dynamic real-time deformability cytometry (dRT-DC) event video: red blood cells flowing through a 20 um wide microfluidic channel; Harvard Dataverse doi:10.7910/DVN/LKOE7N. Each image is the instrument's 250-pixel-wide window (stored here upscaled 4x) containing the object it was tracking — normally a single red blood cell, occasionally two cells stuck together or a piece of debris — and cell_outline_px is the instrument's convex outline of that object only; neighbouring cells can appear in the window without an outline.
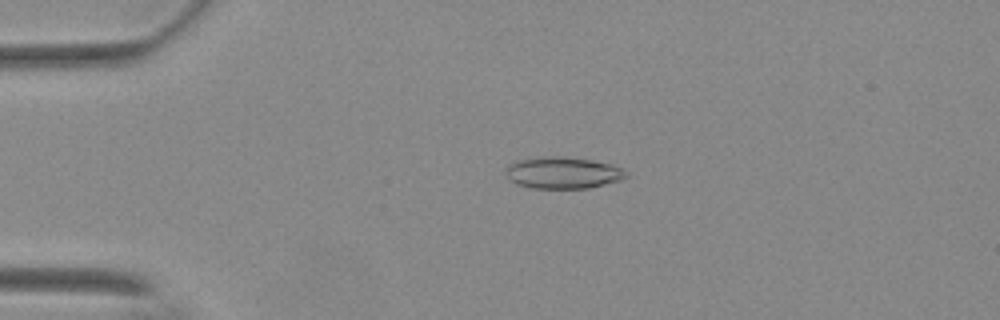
{"species": "Egyptian fruit bat (a non-hibernating species)", "species_latin": "Rousettus aegyptiacus", "temperature_condition": "warm", "stored_images_in_passage": 56, "camera_frame_rate_fps": 3000, "um_per_image_px": 0.085, "animal": {"sex": "female"}, "frame": {"image": 1, "passage_image": 13, "time_ms": 4.0, "image_size_px": [1000, 320], "cell_outline_px": [[628, 176], [620, 180], [588, 188], [532, 188], [516, 184], [508, 176], [504, 168], [520, 160], [544, 156], [560, 156], [592, 160], [612, 164], [628, 172]], "centroid_in_image_um": [47.87, 14.68], "position_along_channel_um": 37.1, "area_um2": 22.02}}
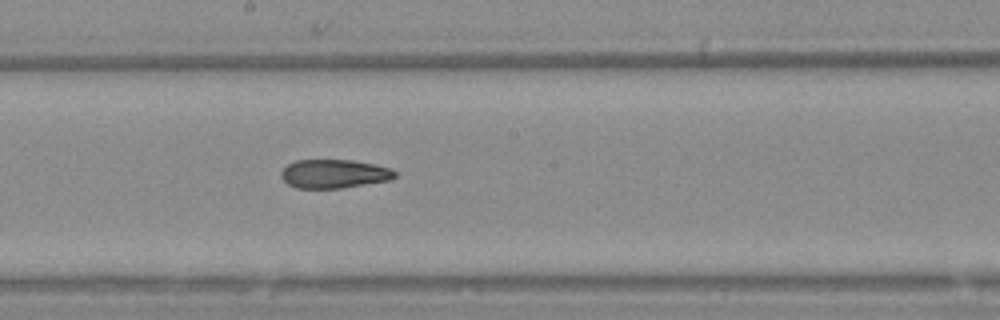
{"frame": {"image": 2, "passage_image": 31, "time_ms": 10.0, "image_size_px": [1000, 320], "cell_outline_px": [[396, 176], [388, 180], [344, 188], [296, 188], [288, 184], [280, 176], [280, 172], [288, 164], [296, 160], [352, 160], [392, 168], [396, 172]], "centroid_in_image_um": [28.38, 14.77], "position_along_channel_um": 219.8, "area_um2": 19.02}}
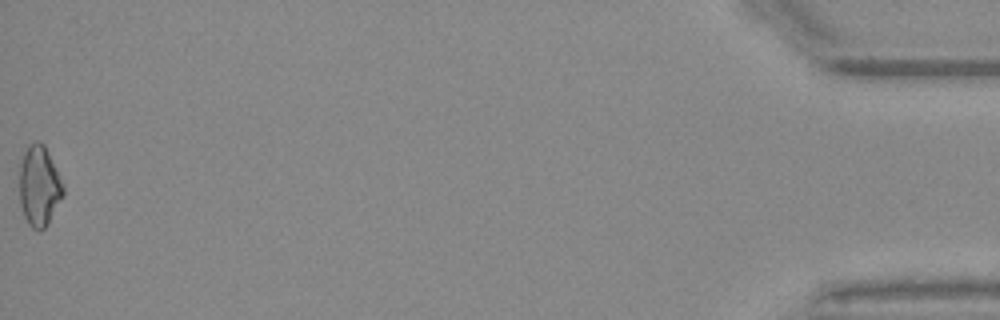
{"frame": {"image": 3, "passage_image": 56, "time_ms": 18.333, "image_size_px": [1000, 320], "cell_outline_px": [[64, 192], [48, 224], [44, 228], [32, 228], [28, 224], [20, 208], [20, 164], [24, 152], [28, 144], [32, 140], [40, 140], [44, 144], [64, 184]], "centroid_in_image_um": [3.32, 15.76], "position_along_channel_um": 431.9, "area_um2": 20.52}, "authors_computed_cell_mechanics": {"area_um2": 20.23, "velocity_mm_per_s": 3.7178, "shape_relaxation_time_tau1_ms": 7.7547, "shape_relaxation_time_tau2_ms": 7.7304, "deformation_change_tau1": 0.1936, "deformation_change_tau2": 0.1662}}